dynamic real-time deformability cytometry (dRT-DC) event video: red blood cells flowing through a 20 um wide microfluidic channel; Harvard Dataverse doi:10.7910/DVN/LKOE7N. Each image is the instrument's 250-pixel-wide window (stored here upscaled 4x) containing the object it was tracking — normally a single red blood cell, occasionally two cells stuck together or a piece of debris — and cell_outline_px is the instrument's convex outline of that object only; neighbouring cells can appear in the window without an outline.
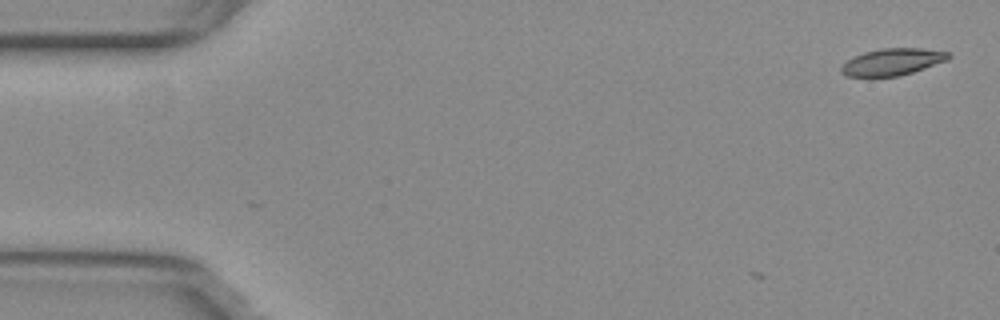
{"species": "common noctule bat (a hibernating species)", "species_latin": "Nyctalus noctula", "temperature_condition": "warm", "stored_images_in_passage": 2, "camera_frame_rate_fps": 3000, "um_per_image_px": 0.085, "animal": {"sex": "female", "body_mass_g": 29.2, "forearm_length_mm": 56.3}, "frame": {"image": 1, "passage_image": 2, "time_ms": 0.333, "image_size_px": [1000, 320], "cell_outline_px": [[952, 56], [948, 60], [900, 76], [848, 76], [840, 72], [840, 68], [852, 56], [864, 52], [880, 48], [924, 48], [952, 52]], "centroid_in_image_um": [75.89, 5.24], "position_along_channel_um": 9.1, "area_um2": 16.88}}